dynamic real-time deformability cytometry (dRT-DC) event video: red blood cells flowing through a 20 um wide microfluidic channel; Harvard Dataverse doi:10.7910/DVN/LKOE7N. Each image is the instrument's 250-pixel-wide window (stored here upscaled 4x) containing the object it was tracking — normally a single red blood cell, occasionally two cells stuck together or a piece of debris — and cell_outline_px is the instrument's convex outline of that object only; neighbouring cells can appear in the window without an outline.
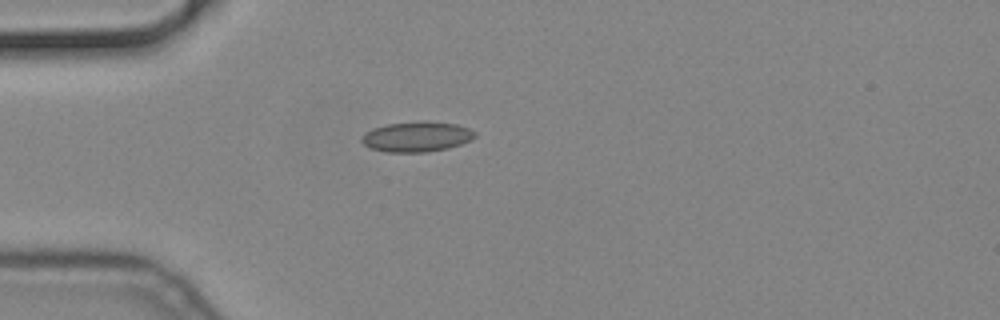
{"species": "common noctule bat (a hibernating species)", "species_latin": "Nyctalus noctula", "temperature_condition": "cold", "stored_images_in_passage": 41, "camera_frame_rate_fps": 3000, "um_per_image_px": 0.085, "animal": {"sex": "male", "body_mass_g": 19.2, "forearm_length_mm": 51.8}, "frame": {"image": 1, "passage_image": 1, "time_ms": 0.0, "image_size_px": [1000, 320], "cell_outline_px": [[476, 136], [472, 140], [448, 148], [428, 152], [388, 152], [372, 148], [364, 144], [360, 140], [360, 136], [364, 132], [372, 128], [388, 124], [420, 120], [424, 120], [456, 124], [468, 128], [476, 132]], "centroid_in_image_um": [35.42, 11.6], "position_along_channel_um": 49.6, "area_um2": 20.17}}
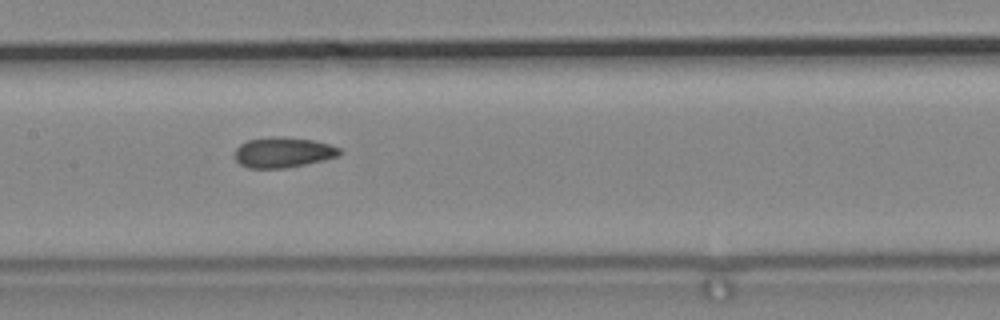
{"frame": {"image": 2, "passage_image": 13, "time_ms": 4.0, "image_size_px": [1000, 320], "cell_outline_px": [[344, 152], [340, 156], [304, 164], [284, 168], [248, 168], [240, 164], [236, 160], [236, 148], [240, 144], [248, 140], [272, 136], [284, 136], [312, 140], [328, 144], [340, 148]], "centroid_in_image_um": [24.08, 12.94], "position_along_channel_um": 183.3, "area_um2": 18.55}}
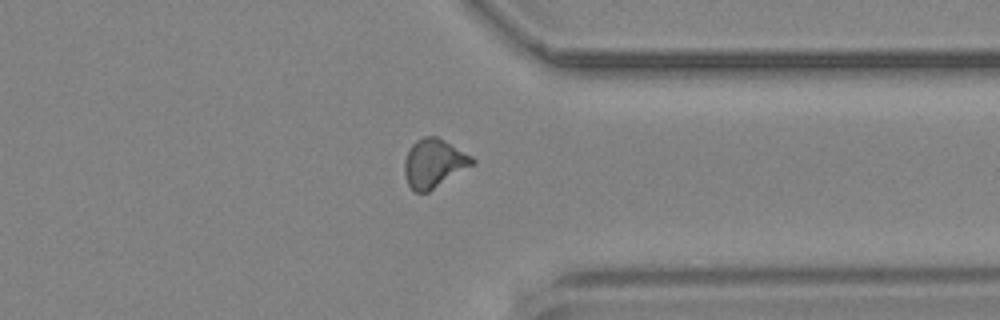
{"frame": {"image": 3, "passage_image": 29, "time_ms": 9.333, "image_size_px": [1000, 320], "cell_outline_px": [[476, 164], [428, 192], [416, 192], [408, 184], [404, 172], [404, 160], [412, 144], [416, 140], [424, 136], [436, 136], [472, 156], [476, 160]], "centroid_in_image_um": [36.9, 13.88], "position_along_channel_um": 374.5, "area_um2": 19.19}}